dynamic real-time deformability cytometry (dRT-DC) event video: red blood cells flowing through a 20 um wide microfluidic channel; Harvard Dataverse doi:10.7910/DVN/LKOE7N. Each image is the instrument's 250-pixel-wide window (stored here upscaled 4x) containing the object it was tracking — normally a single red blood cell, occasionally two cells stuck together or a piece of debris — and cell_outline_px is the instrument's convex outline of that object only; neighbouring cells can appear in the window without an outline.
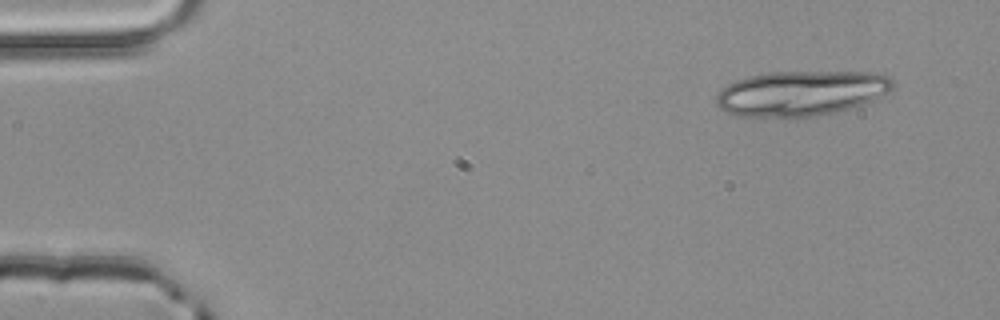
{"species": "common noctule bat (a hibernating species)", "species_latin": "Nyctalus noctula", "temperature_condition": "room temperature", "stored_images_in_passage": 4, "camera_frame_rate_fps": 3000, "um_per_image_px": 0.085, "animal": {"sex": "male", "body_mass_g": 20.4}, "frame": {"image": 1, "passage_image": 1, "time_ms": 0.0, "image_size_px": [1000, 320], "cell_outline_px": [[896, 88], [872, 100], [836, 112], [796, 120], [780, 120], [736, 116], [720, 108], [716, 104], [716, 96], [728, 84], [736, 80], [748, 76], [768, 72], [884, 72], [896, 84]], "centroid_in_image_um": [68.09, 7.96], "position_along_channel_um": 16.9, "area_um2": 47.69}}